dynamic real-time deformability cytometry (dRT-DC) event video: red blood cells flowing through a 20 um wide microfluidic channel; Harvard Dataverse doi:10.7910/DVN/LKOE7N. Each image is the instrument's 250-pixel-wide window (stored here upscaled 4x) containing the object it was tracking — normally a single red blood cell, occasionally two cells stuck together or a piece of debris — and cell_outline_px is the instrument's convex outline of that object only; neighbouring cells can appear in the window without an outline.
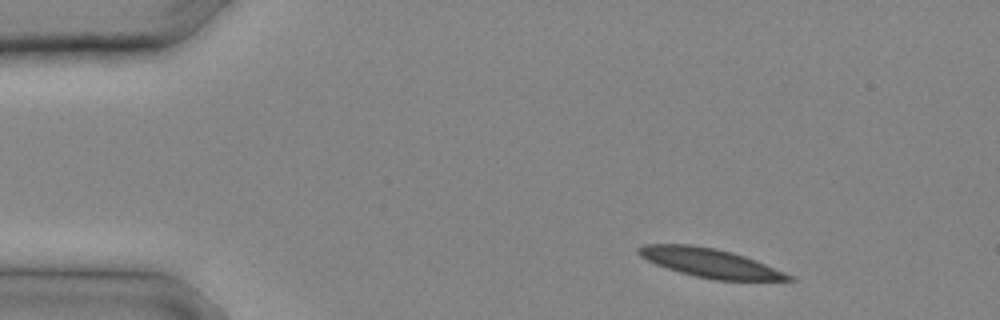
{"species": "common noctule bat (a hibernating species)", "species_latin": "Nyctalus noctula", "temperature_condition": "cold", "stored_images_in_passage": 15, "camera_frame_rate_fps": 3000, "um_per_image_px": 0.085, "animal": {"sex": "male", "body_mass_g": 20.4}, "frame": {"image": 1, "passage_image": 3, "time_ms": 0.667, "image_size_px": [1000, 320], "cell_outline_px": [[796, 280], [716, 280], [696, 276], [680, 272], [656, 264], [640, 256], [636, 252], [636, 248], [644, 244], [688, 244], [716, 248], [732, 252], [756, 260], [796, 276]], "centroid_in_image_um": [60.38, 22.34], "position_along_channel_um": 24.6, "area_um2": 25.26}}
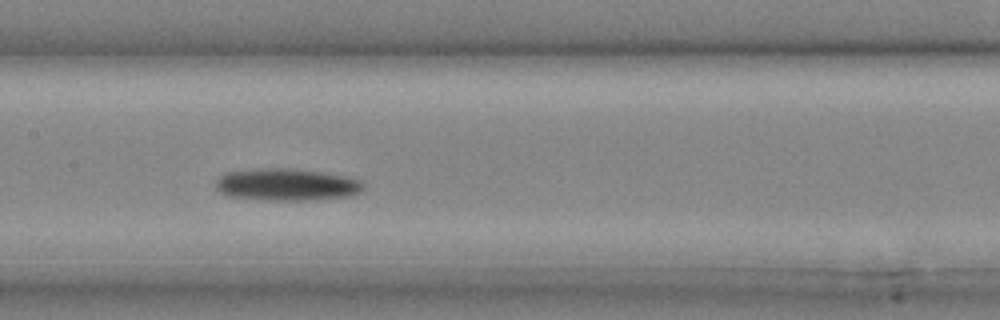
{"frame": {"image": 2, "passage_image": 12, "time_ms": 3.667, "image_size_px": [1000, 320], "cell_outline_px": [[364, 192], [352, 196], [316, 200], [268, 200], [228, 196], [220, 192], [216, 188], [216, 180], [224, 172], [268, 168], [288, 168], [324, 172], [348, 176], [364, 180]], "centroid_in_image_um": [24.46, 15.69], "position_along_channel_um": 182.9, "area_um2": 28.15}}
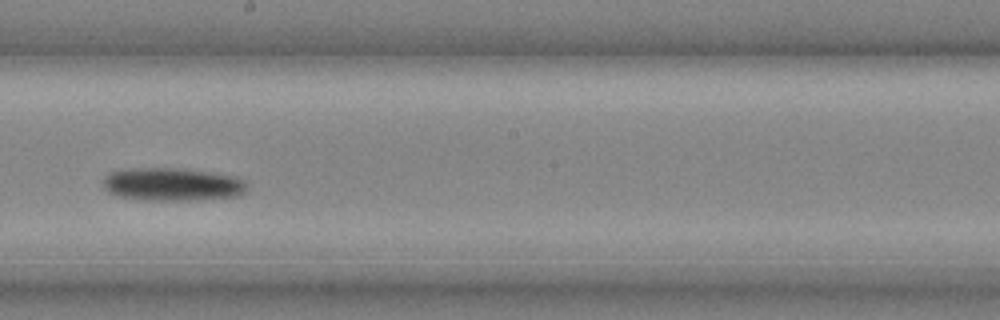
{"frame": {"image": 3, "passage_image": 14, "time_ms": 4.333, "image_size_px": [1000, 320], "cell_outline_px": [[248, 188], [240, 196], [192, 200], [144, 200], [116, 196], [108, 192], [104, 188], [104, 176], [108, 172], [124, 168], [184, 168], [212, 172], [236, 176], [244, 180]], "centroid_in_image_um": [14.64, 15.66], "position_along_channel_um": 233.6, "area_um2": 28.21}}